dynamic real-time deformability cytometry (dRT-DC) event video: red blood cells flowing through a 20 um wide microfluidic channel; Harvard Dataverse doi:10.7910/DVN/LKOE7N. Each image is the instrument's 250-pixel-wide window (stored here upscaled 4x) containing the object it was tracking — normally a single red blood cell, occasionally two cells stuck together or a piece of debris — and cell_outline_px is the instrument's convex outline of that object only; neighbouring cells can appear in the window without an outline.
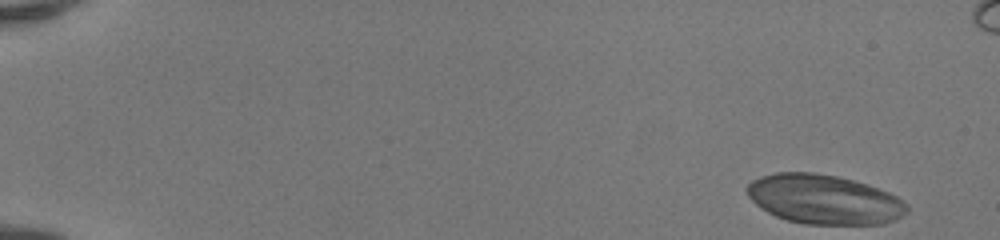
{"species": "human", "species_latin": "Homo sapiens", "temperature_condition": "room temperature", "stored_images_in_passage": 50, "segment_of_instrument_passage": [1, 2], "camera_frame_rate_fps": 3000, "um_per_image_px": 0.085, "donor": {"sex": "female"}, "frame": {"image": 1, "passage_image": 1, "time_ms": 0.0, "image_size_px": [1000, 240], "cell_outline_px": [[908, 212], [896, 220], [884, 224], [804, 224], [788, 220], [776, 216], [760, 208], [748, 196], [744, 188], [752, 180], [760, 176], [776, 172], [812, 172], [836, 176], [868, 184], [888, 192], [896, 196], [908, 208]], "centroid_in_image_um": [70.02, 16.95], "position_along_channel_um": 15.0, "area_um2": 46.12}}
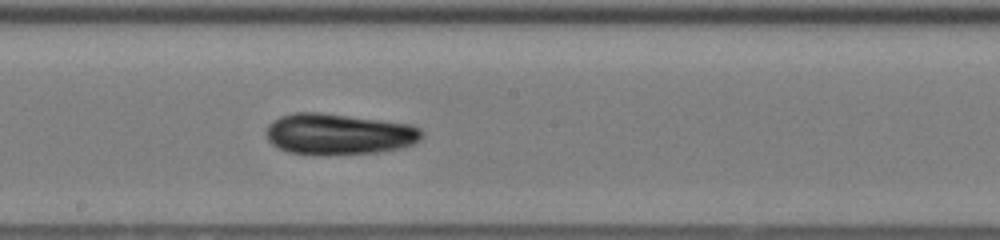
{"frame": {"image": 2, "passage_image": 28, "time_ms": 9.0, "image_size_px": [1000, 240], "cell_outline_px": [[424, 136], [420, 140], [404, 148], [376, 152], [288, 152], [272, 144], [268, 140], [264, 132], [268, 124], [272, 120], [280, 116], [292, 112], [320, 112], [412, 124], [420, 128], [424, 132]], "centroid_in_image_um": [28.81, 11.34], "position_along_channel_um": 219.4, "area_um2": 36.7}}
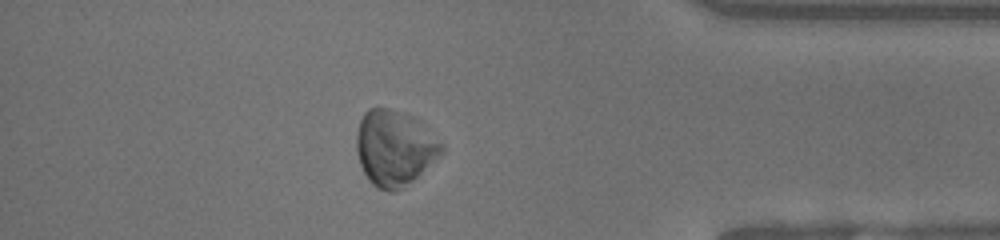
{"frame": {"image": 3, "passage_image": 43, "time_ms": 14.0, "image_size_px": [1000, 240], "cell_outline_px": [[444, 152], [440, 156], [412, 180], [396, 192], [388, 192], [376, 188], [368, 180], [360, 164], [356, 152], [356, 132], [360, 120], [364, 112], [368, 108], [388, 108], [416, 116], [444, 144]], "centroid_in_image_um": [33.54, 12.56], "position_along_channel_um": 401.7, "area_um2": 37.92}}